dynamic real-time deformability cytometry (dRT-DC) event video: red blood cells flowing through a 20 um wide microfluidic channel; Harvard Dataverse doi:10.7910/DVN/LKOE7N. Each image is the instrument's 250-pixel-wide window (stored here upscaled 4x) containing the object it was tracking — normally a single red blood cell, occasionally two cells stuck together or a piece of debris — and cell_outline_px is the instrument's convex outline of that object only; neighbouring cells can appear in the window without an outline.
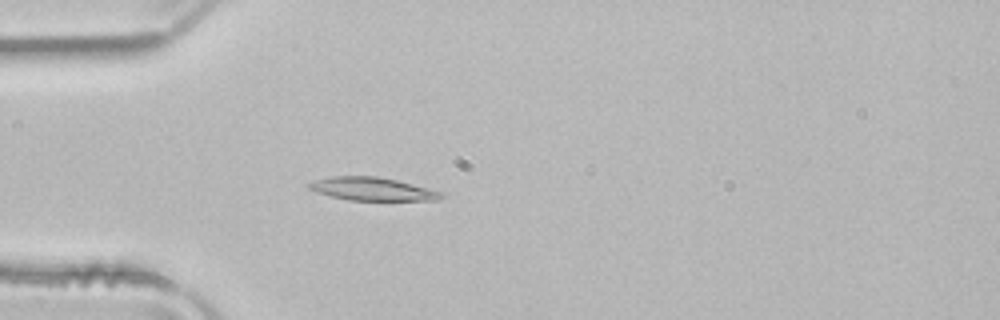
{"species": "common noctule bat (a hibernating species)", "species_latin": "Nyctalus noctula", "temperature_condition": "room temperature", "stored_images_in_passage": 38, "camera_frame_rate_fps": 3000, "um_per_image_px": 0.085, "animal": {"sex": "male", "body_mass_g": 21.5, "forearm_length_mm": 52.0}, "frame": {"image": 1, "passage_image": 1, "time_ms": 0.0, "image_size_px": [1000, 320], "cell_outline_px": [[448, 196], [440, 200], [348, 200], [316, 192], [308, 188], [308, 184], [316, 180], [332, 176], [376, 176], [396, 180], [444, 192]], "centroid_in_image_um": [31.72, 16.07], "position_along_channel_um": 53.3, "area_um2": 17.8}}
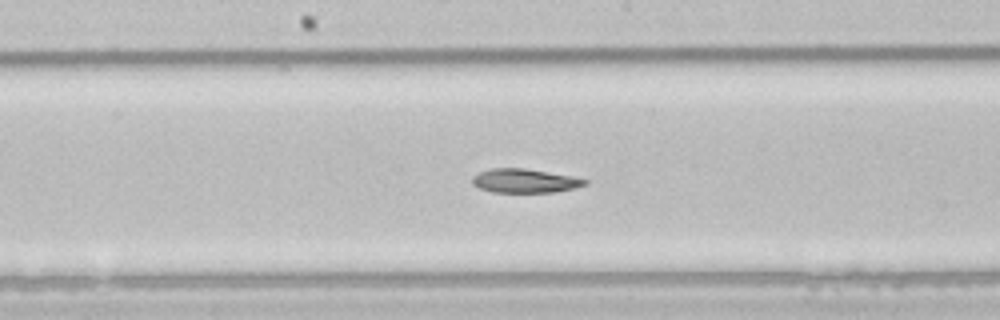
{"frame": {"image": 2, "passage_image": 13, "time_ms": 4.0, "image_size_px": [1000, 320], "cell_outline_px": [[588, 184], [576, 188], [556, 192], [492, 192], [480, 188], [472, 184], [472, 176], [480, 172], [492, 168], [524, 168], [572, 176], [588, 180]], "centroid_in_image_um": [44.62, 15.37], "position_along_channel_um": 203.6, "area_um2": 15.72}}
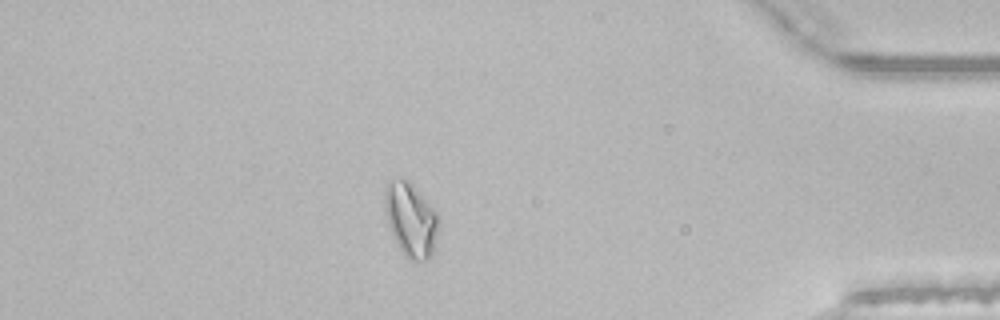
{"frame": {"image": 3, "passage_image": 31, "time_ms": 10.0, "image_size_px": [1000, 320], "cell_outline_px": [[440, 224], [432, 256], [424, 260], [408, 260], [404, 256], [388, 224], [384, 208], [384, 196], [388, 180], [408, 180], [412, 184], [436, 212], [440, 220]], "centroid_in_image_um": [34.93, 18.69], "position_along_channel_um": 400.3, "area_um2": 23.0}, "authors_computed_cell_mechanics": {"area_um2": 17.0799, "velocity_mm_per_s": 3.9572, "shape_relaxation_time_tau1_ms": null, "shape_relaxation_time_tau2_ms": 10.6268, "deformation_change_tau1": null, "deformation_change_tau2": 0.1751}}